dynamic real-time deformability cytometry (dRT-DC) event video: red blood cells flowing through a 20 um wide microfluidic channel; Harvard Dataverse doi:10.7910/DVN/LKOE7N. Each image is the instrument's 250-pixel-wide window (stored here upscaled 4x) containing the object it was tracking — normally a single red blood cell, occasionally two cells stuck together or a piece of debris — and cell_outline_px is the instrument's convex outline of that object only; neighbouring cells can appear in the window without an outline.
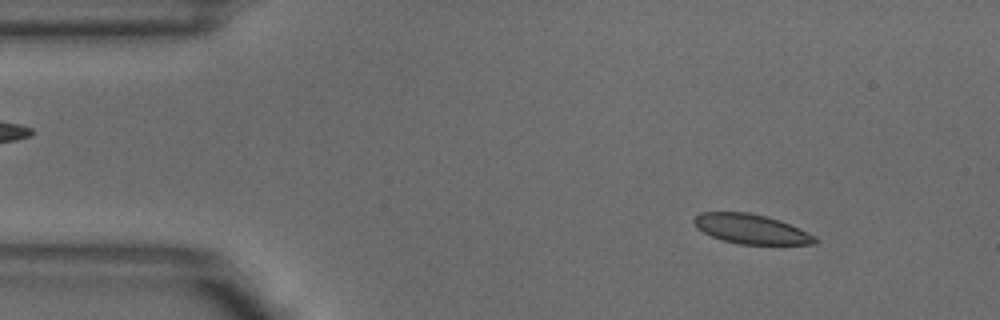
{"species": "common noctule bat (a hibernating species)", "species_latin": "Nyctalus noctula", "temperature_condition": "warm", "stored_images_in_passage": 3, "camera_frame_rate_fps": 3000, "um_per_image_px": 0.085, "animal": {"sex": "male", "body_mass_g": 18.8}, "frame": {"image": 1, "passage_image": 1, "time_ms": 0.0, "image_size_px": [1000, 320], "cell_outline_px": [[820, 240], [816, 244], [740, 244], [720, 240], [696, 228], [692, 224], [692, 220], [700, 212], [748, 212], [780, 220], [800, 228], [816, 236]], "centroid_in_image_um": [63.85, 19.47], "position_along_channel_um": 21.2, "area_um2": 21.04}}
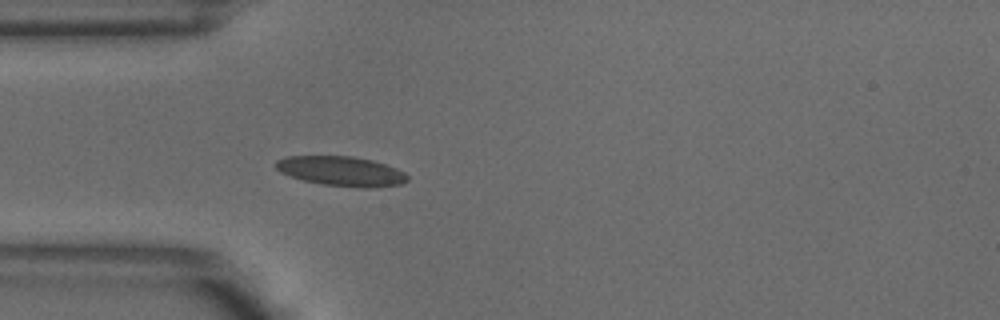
{"frame": {"image": 2, "passage_image": 3, "time_ms": 0.667, "image_size_px": [1000, 320], "cell_outline_px": [[408, 180], [400, 184], [376, 188], [360, 188], [324, 184], [304, 180], [280, 172], [272, 164], [276, 160], [288, 156], [352, 156], [372, 160], [396, 168], [404, 172], [408, 176]], "centroid_in_image_um": [29.01, 14.55], "position_along_channel_um": 56.0, "area_um2": 22.77}}